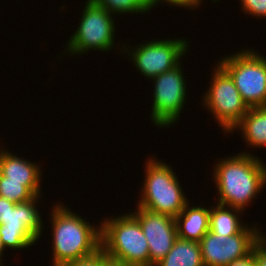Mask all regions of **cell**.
I'll list each match as a JSON object with an SVG mask.
<instances>
[{
    "instance_id": "18",
    "label": "cell",
    "mask_w": 266,
    "mask_h": 266,
    "mask_svg": "<svg viewBox=\"0 0 266 266\" xmlns=\"http://www.w3.org/2000/svg\"><path fill=\"white\" fill-rule=\"evenodd\" d=\"M98 6L103 7L112 15L135 13L141 14L150 11L152 8L148 0H91ZM119 13V14H118Z\"/></svg>"
},
{
    "instance_id": "24",
    "label": "cell",
    "mask_w": 266,
    "mask_h": 266,
    "mask_svg": "<svg viewBox=\"0 0 266 266\" xmlns=\"http://www.w3.org/2000/svg\"><path fill=\"white\" fill-rule=\"evenodd\" d=\"M163 1L167 4H170V6H179L190 9V0H148L151 8L155 7V5H158V2Z\"/></svg>"
},
{
    "instance_id": "1",
    "label": "cell",
    "mask_w": 266,
    "mask_h": 266,
    "mask_svg": "<svg viewBox=\"0 0 266 266\" xmlns=\"http://www.w3.org/2000/svg\"><path fill=\"white\" fill-rule=\"evenodd\" d=\"M261 161L247 152L219 160L212 174L217 203L242 211L251 204L266 185V165Z\"/></svg>"
},
{
    "instance_id": "21",
    "label": "cell",
    "mask_w": 266,
    "mask_h": 266,
    "mask_svg": "<svg viewBox=\"0 0 266 266\" xmlns=\"http://www.w3.org/2000/svg\"><path fill=\"white\" fill-rule=\"evenodd\" d=\"M107 258L105 252L100 249L95 254L67 263L62 266H103L104 260Z\"/></svg>"
},
{
    "instance_id": "19",
    "label": "cell",
    "mask_w": 266,
    "mask_h": 266,
    "mask_svg": "<svg viewBox=\"0 0 266 266\" xmlns=\"http://www.w3.org/2000/svg\"><path fill=\"white\" fill-rule=\"evenodd\" d=\"M0 196L14 203H24L35 197L23 182L6 181L0 173Z\"/></svg>"
},
{
    "instance_id": "15",
    "label": "cell",
    "mask_w": 266,
    "mask_h": 266,
    "mask_svg": "<svg viewBox=\"0 0 266 266\" xmlns=\"http://www.w3.org/2000/svg\"><path fill=\"white\" fill-rule=\"evenodd\" d=\"M240 129L251 147H266V106L249 107L245 116L234 127Z\"/></svg>"
},
{
    "instance_id": "11",
    "label": "cell",
    "mask_w": 266,
    "mask_h": 266,
    "mask_svg": "<svg viewBox=\"0 0 266 266\" xmlns=\"http://www.w3.org/2000/svg\"><path fill=\"white\" fill-rule=\"evenodd\" d=\"M257 227L246 226L235 235H216L208 231L201 241L200 249L205 266H227L248 255L260 239Z\"/></svg>"
},
{
    "instance_id": "27",
    "label": "cell",
    "mask_w": 266,
    "mask_h": 266,
    "mask_svg": "<svg viewBox=\"0 0 266 266\" xmlns=\"http://www.w3.org/2000/svg\"><path fill=\"white\" fill-rule=\"evenodd\" d=\"M212 1V0H211ZM217 1H219V0H213V2H217ZM200 3H202V1L201 0H190V8H193L194 7V9H195V7L197 8V7H200L199 5H200Z\"/></svg>"
},
{
    "instance_id": "9",
    "label": "cell",
    "mask_w": 266,
    "mask_h": 266,
    "mask_svg": "<svg viewBox=\"0 0 266 266\" xmlns=\"http://www.w3.org/2000/svg\"><path fill=\"white\" fill-rule=\"evenodd\" d=\"M187 44L185 39H157L135 45L137 47L132 49H127L125 45L121 52L125 51L131 56V61L133 60V64L143 76L152 79L178 66L183 55L188 53Z\"/></svg>"
},
{
    "instance_id": "26",
    "label": "cell",
    "mask_w": 266,
    "mask_h": 266,
    "mask_svg": "<svg viewBox=\"0 0 266 266\" xmlns=\"http://www.w3.org/2000/svg\"><path fill=\"white\" fill-rule=\"evenodd\" d=\"M103 266H131V265L115 261L107 257L103 262Z\"/></svg>"
},
{
    "instance_id": "28",
    "label": "cell",
    "mask_w": 266,
    "mask_h": 266,
    "mask_svg": "<svg viewBox=\"0 0 266 266\" xmlns=\"http://www.w3.org/2000/svg\"><path fill=\"white\" fill-rule=\"evenodd\" d=\"M5 251V247H4V244L1 240V236H0V266H2V263H1V257L3 255V252Z\"/></svg>"
},
{
    "instance_id": "12",
    "label": "cell",
    "mask_w": 266,
    "mask_h": 266,
    "mask_svg": "<svg viewBox=\"0 0 266 266\" xmlns=\"http://www.w3.org/2000/svg\"><path fill=\"white\" fill-rule=\"evenodd\" d=\"M131 214L142 227L149 247V266H154L167 255L177 239L175 218L140 207Z\"/></svg>"
},
{
    "instance_id": "10",
    "label": "cell",
    "mask_w": 266,
    "mask_h": 266,
    "mask_svg": "<svg viewBox=\"0 0 266 266\" xmlns=\"http://www.w3.org/2000/svg\"><path fill=\"white\" fill-rule=\"evenodd\" d=\"M9 207L8 214L0 224L1 240L6 248L24 249L34 245L42 236L43 219L36 208L39 197Z\"/></svg>"
},
{
    "instance_id": "6",
    "label": "cell",
    "mask_w": 266,
    "mask_h": 266,
    "mask_svg": "<svg viewBox=\"0 0 266 266\" xmlns=\"http://www.w3.org/2000/svg\"><path fill=\"white\" fill-rule=\"evenodd\" d=\"M86 2L79 27L68 40L64 50L69 55H84L89 50L109 52L115 47V25L112 14L91 0Z\"/></svg>"
},
{
    "instance_id": "22",
    "label": "cell",
    "mask_w": 266,
    "mask_h": 266,
    "mask_svg": "<svg viewBox=\"0 0 266 266\" xmlns=\"http://www.w3.org/2000/svg\"><path fill=\"white\" fill-rule=\"evenodd\" d=\"M256 266H266V243L260 238L255 243Z\"/></svg>"
},
{
    "instance_id": "5",
    "label": "cell",
    "mask_w": 266,
    "mask_h": 266,
    "mask_svg": "<svg viewBox=\"0 0 266 266\" xmlns=\"http://www.w3.org/2000/svg\"><path fill=\"white\" fill-rule=\"evenodd\" d=\"M233 79L244 103L266 106V58L253 49L225 56L218 63Z\"/></svg>"
},
{
    "instance_id": "2",
    "label": "cell",
    "mask_w": 266,
    "mask_h": 266,
    "mask_svg": "<svg viewBox=\"0 0 266 266\" xmlns=\"http://www.w3.org/2000/svg\"><path fill=\"white\" fill-rule=\"evenodd\" d=\"M51 211L53 264L67 263L95 254L101 249V226L90 225L62 204Z\"/></svg>"
},
{
    "instance_id": "25",
    "label": "cell",
    "mask_w": 266,
    "mask_h": 266,
    "mask_svg": "<svg viewBox=\"0 0 266 266\" xmlns=\"http://www.w3.org/2000/svg\"><path fill=\"white\" fill-rule=\"evenodd\" d=\"M16 203L9 201L5 199L4 197L0 196V224L4 221L6 218V215L8 214L9 207H14Z\"/></svg>"
},
{
    "instance_id": "3",
    "label": "cell",
    "mask_w": 266,
    "mask_h": 266,
    "mask_svg": "<svg viewBox=\"0 0 266 266\" xmlns=\"http://www.w3.org/2000/svg\"><path fill=\"white\" fill-rule=\"evenodd\" d=\"M101 249L112 260L149 266V247L138 220L130 213L101 222Z\"/></svg>"
},
{
    "instance_id": "16",
    "label": "cell",
    "mask_w": 266,
    "mask_h": 266,
    "mask_svg": "<svg viewBox=\"0 0 266 266\" xmlns=\"http://www.w3.org/2000/svg\"><path fill=\"white\" fill-rule=\"evenodd\" d=\"M154 266H205L200 244L177 238L172 249Z\"/></svg>"
},
{
    "instance_id": "23",
    "label": "cell",
    "mask_w": 266,
    "mask_h": 266,
    "mask_svg": "<svg viewBox=\"0 0 266 266\" xmlns=\"http://www.w3.org/2000/svg\"><path fill=\"white\" fill-rule=\"evenodd\" d=\"M227 266H256L255 263V244L252 251L241 259L234 260Z\"/></svg>"
},
{
    "instance_id": "20",
    "label": "cell",
    "mask_w": 266,
    "mask_h": 266,
    "mask_svg": "<svg viewBox=\"0 0 266 266\" xmlns=\"http://www.w3.org/2000/svg\"><path fill=\"white\" fill-rule=\"evenodd\" d=\"M242 12L254 17H266V0H240Z\"/></svg>"
},
{
    "instance_id": "29",
    "label": "cell",
    "mask_w": 266,
    "mask_h": 266,
    "mask_svg": "<svg viewBox=\"0 0 266 266\" xmlns=\"http://www.w3.org/2000/svg\"><path fill=\"white\" fill-rule=\"evenodd\" d=\"M260 238L266 243V236L260 232Z\"/></svg>"
},
{
    "instance_id": "8",
    "label": "cell",
    "mask_w": 266,
    "mask_h": 266,
    "mask_svg": "<svg viewBox=\"0 0 266 266\" xmlns=\"http://www.w3.org/2000/svg\"><path fill=\"white\" fill-rule=\"evenodd\" d=\"M181 65L182 63L152 78L154 95L151 120L159 128L170 127L179 120L184 108L187 81L184 79Z\"/></svg>"
},
{
    "instance_id": "17",
    "label": "cell",
    "mask_w": 266,
    "mask_h": 266,
    "mask_svg": "<svg viewBox=\"0 0 266 266\" xmlns=\"http://www.w3.org/2000/svg\"><path fill=\"white\" fill-rule=\"evenodd\" d=\"M242 212V210L233 207H229L228 209V206L217 203L215 207L212 206V208H210L209 231L216 235L224 236H231L239 233L247 226L241 223L238 216Z\"/></svg>"
},
{
    "instance_id": "4",
    "label": "cell",
    "mask_w": 266,
    "mask_h": 266,
    "mask_svg": "<svg viewBox=\"0 0 266 266\" xmlns=\"http://www.w3.org/2000/svg\"><path fill=\"white\" fill-rule=\"evenodd\" d=\"M142 185L137 207L175 218L188 203L176 173L160 160H148Z\"/></svg>"
},
{
    "instance_id": "13",
    "label": "cell",
    "mask_w": 266,
    "mask_h": 266,
    "mask_svg": "<svg viewBox=\"0 0 266 266\" xmlns=\"http://www.w3.org/2000/svg\"><path fill=\"white\" fill-rule=\"evenodd\" d=\"M3 150L0 153V173L6 177V181L23 182L35 196L40 195L41 166Z\"/></svg>"
},
{
    "instance_id": "7",
    "label": "cell",
    "mask_w": 266,
    "mask_h": 266,
    "mask_svg": "<svg viewBox=\"0 0 266 266\" xmlns=\"http://www.w3.org/2000/svg\"><path fill=\"white\" fill-rule=\"evenodd\" d=\"M216 66L210 87L203 97L204 106L212 112L225 132L233 133L234 127L247 113L248 106L242 100L230 75L219 64Z\"/></svg>"
},
{
    "instance_id": "14",
    "label": "cell",
    "mask_w": 266,
    "mask_h": 266,
    "mask_svg": "<svg viewBox=\"0 0 266 266\" xmlns=\"http://www.w3.org/2000/svg\"><path fill=\"white\" fill-rule=\"evenodd\" d=\"M189 206L188 202L175 217L177 238L200 242L209 231L210 208Z\"/></svg>"
}]
</instances>
